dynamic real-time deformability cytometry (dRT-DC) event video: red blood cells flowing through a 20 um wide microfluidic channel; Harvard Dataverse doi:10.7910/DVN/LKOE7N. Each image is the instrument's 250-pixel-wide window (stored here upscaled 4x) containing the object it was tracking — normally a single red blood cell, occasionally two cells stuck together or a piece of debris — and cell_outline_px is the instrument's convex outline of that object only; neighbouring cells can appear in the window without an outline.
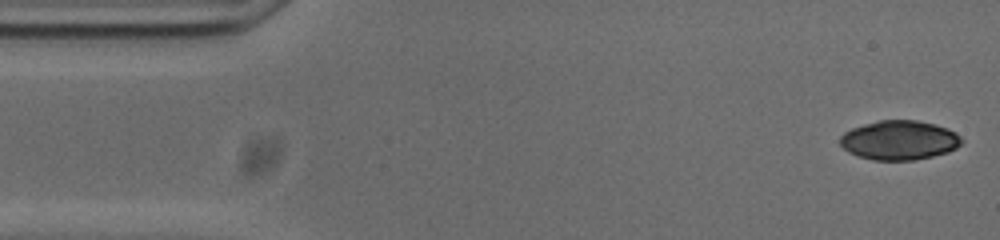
{"species": "common noctule bat (a hibernating species)", "species_latin": "Nyctalus noctula", "temperature_condition": "cold", "stored_images_in_passage": 52, "camera_frame_rate_fps": 3000, "um_per_image_px": 0.085, "animal": {"sex": "male", "body_mass_g": 20.0, "forearm_length_mm": 53.3}, "frame": {"image": 1, "passage_image": 1, "time_ms": 0.0, "image_size_px": [1000, 240], "cell_outline_px": [[964, 140], [956, 148], [948, 152], [916, 160], [872, 160], [848, 152], [840, 144], [840, 136], [844, 132], [852, 128], [864, 124], [880, 120], [916, 120], [948, 128], [956, 132]], "centroid_in_image_um": [76.45, 11.92], "position_along_channel_um": 8.6, "area_um2": 27.86}}